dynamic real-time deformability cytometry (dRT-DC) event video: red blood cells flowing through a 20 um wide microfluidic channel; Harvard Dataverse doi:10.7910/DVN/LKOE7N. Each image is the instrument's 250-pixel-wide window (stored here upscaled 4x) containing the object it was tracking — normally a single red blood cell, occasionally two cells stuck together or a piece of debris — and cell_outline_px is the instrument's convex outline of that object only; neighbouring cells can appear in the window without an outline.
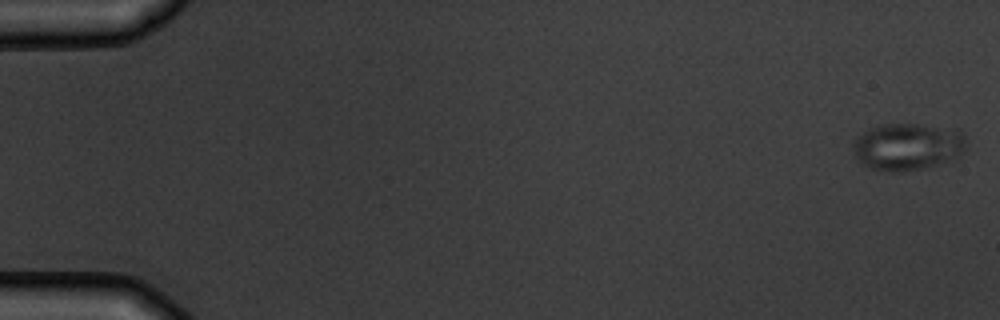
{"species": "common noctule bat (a hibernating species)", "species_latin": "Nyctalus noctula", "temperature_condition": "warm", "stored_images_in_passage": 5, "camera_frame_rate_fps": 3000, "um_per_image_px": 0.085, "animal": {"sex": "male", "body_mass_g": 19.5, "forearm_length_mm": 54.6}, "frame": {"image": 1, "passage_image": 1, "time_ms": 0.0, "image_size_px": [1000, 320], "cell_outline_px": [[968, 148], [964, 152], [948, 160], [924, 168], [896, 172], [892, 172], [872, 168], [860, 164], [852, 148], [852, 140], [868, 128], [880, 124], [916, 124], [960, 128], [964, 136]], "centroid_in_image_um": [77.14, 12.43], "position_along_channel_um": 7.9, "area_um2": 31.5}}